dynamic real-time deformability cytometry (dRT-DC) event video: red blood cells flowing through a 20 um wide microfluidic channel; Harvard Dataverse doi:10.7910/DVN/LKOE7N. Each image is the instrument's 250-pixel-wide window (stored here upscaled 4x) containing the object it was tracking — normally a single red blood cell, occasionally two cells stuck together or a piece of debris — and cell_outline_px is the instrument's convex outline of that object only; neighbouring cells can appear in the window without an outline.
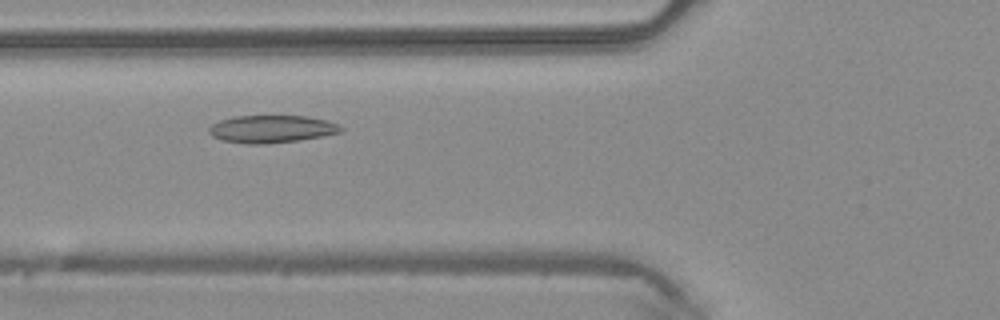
{"species": "common noctule bat (a hibernating species)", "species_latin": "Nyctalus noctula", "temperature_condition": "warm", "stored_images_in_passage": 34, "camera_frame_rate_fps": 3000, "um_per_image_px": 0.085, "animal": {"sex": "male", "body_mass_g": 20.4}, "frame": {"image": 1, "passage_image": 4, "time_ms": 1.0, "image_size_px": [1000, 320], "cell_outline_px": [[344, 128], [340, 132], [324, 136], [300, 140], [264, 144], [248, 144], [220, 140], [212, 136], [208, 132], [208, 128], [212, 124], [220, 120], [236, 116], [308, 116], [324, 120], [336, 124]], "centroid_in_image_um": [23.05, 10.97], "position_along_channel_um": 102.7, "area_um2": 21.15}}
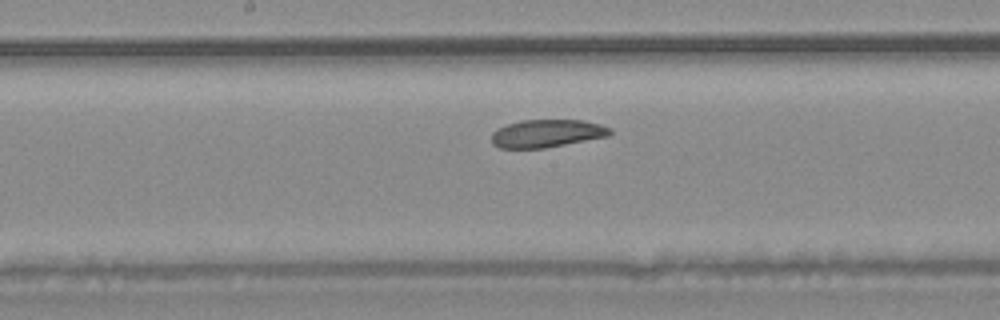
{"frame": {"image": 2, "passage_image": 11, "time_ms": 3.333, "image_size_px": [1000, 320], "cell_outline_px": [[612, 132], [608, 136], [544, 148], [500, 148], [492, 144], [492, 132], [508, 124], [520, 120], [580, 120], [600, 124], [612, 128]], "centroid_in_image_um": [46.49, 11.34], "position_along_channel_um": 201.7, "area_um2": 19.07}}
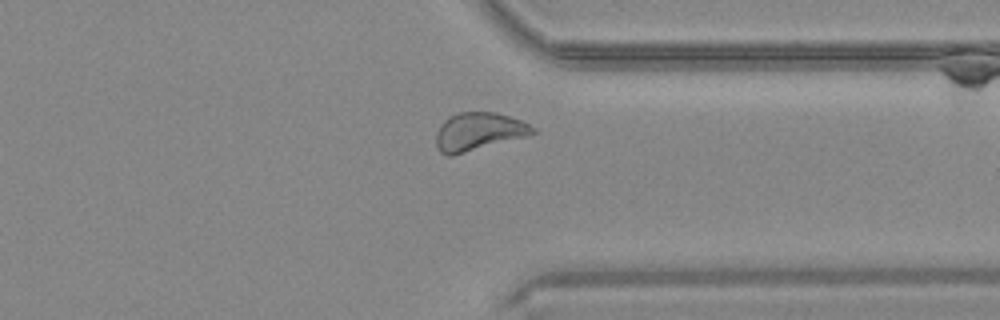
{"frame": {"image": 3, "passage_image": 23, "time_ms": 7.333, "image_size_px": [1000, 320], "cell_outline_px": [[536, 132], [528, 136], [452, 156], [448, 156], [440, 152], [436, 144], [436, 132], [440, 124], [448, 116], [460, 112], [496, 112], [520, 120], [536, 128]], "centroid_in_image_um": [40.66, 11.19], "position_along_channel_um": 370.7, "area_um2": 21.5}}